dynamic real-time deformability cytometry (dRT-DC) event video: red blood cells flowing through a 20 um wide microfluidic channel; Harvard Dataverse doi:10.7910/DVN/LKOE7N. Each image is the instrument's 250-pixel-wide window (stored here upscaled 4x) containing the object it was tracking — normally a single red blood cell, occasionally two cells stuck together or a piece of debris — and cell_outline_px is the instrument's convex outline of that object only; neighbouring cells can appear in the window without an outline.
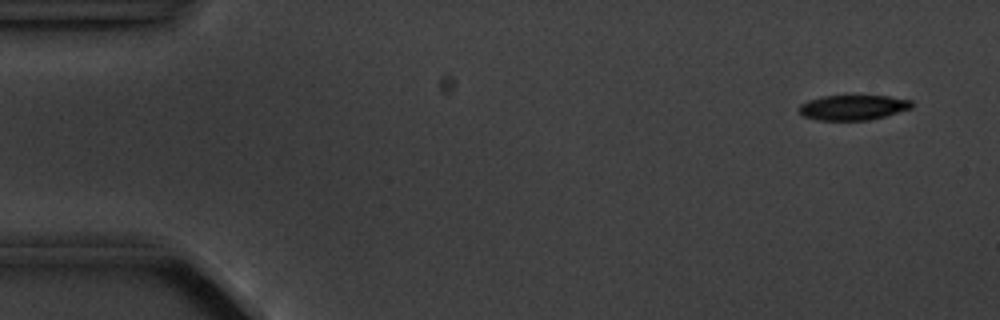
{"species": "common noctule bat (a hibernating species)", "species_latin": "Nyctalus noctula", "temperature_condition": "cold", "stored_images_in_passage": 4, "camera_frame_rate_fps": 3000, "um_per_image_px": 0.085, "animal": {"sex": "male", "body_mass_g": 20.1, "forearm_length_mm": 53.5}, "frame": {"image": 1, "passage_image": 1, "time_ms": 0.0, "image_size_px": [1000, 320], "cell_outline_px": [[912, 108], [884, 116], [868, 120], [820, 120], [804, 116], [800, 112], [800, 104], [808, 100], [820, 96], [888, 96], [912, 100]], "centroid_in_image_um": [72.51, 9.13], "position_along_channel_um": 12.5, "area_um2": 16.3}}